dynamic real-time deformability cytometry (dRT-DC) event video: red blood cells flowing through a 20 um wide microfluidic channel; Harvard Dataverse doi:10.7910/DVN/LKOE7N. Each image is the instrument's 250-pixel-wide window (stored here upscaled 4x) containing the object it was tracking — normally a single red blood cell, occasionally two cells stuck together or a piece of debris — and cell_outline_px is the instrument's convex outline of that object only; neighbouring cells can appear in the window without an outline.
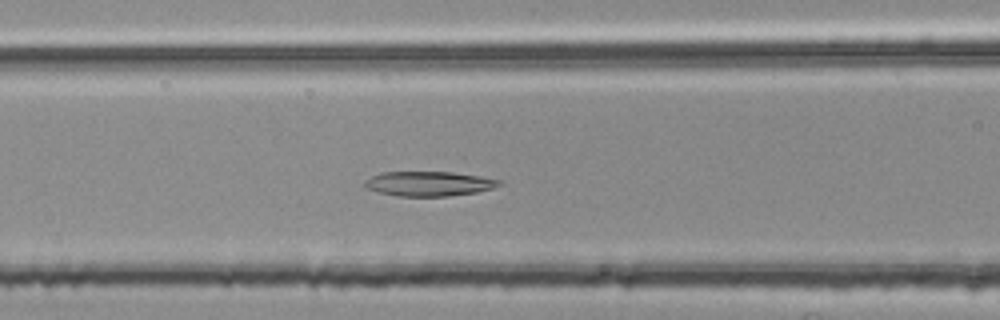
{"species": "common noctule bat (a hibernating species)", "species_latin": "Nyctalus noctula", "temperature_condition": "room temperature", "stored_images_in_passage": 51, "camera_frame_rate_fps": 3000, "um_per_image_px": 0.085, "animal": {"sex": "female", "body_mass_g": 25.1}, "frame": {"image": 1, "passage_image": 22, "time_ms": 7.0, "image_size_px": [1000, 320], "cell_outline_px": [[504, 184], [492, 188], [476, 192], [448, 196], [396, 196], [376, 192], [364, 188], [364, 180], [380, 172], [452, 172], [500, 180]], "centroid_in_image_um": [36.39, 15.62], "position_along_channel_um": 130.2, "area_um2": 19.36}}
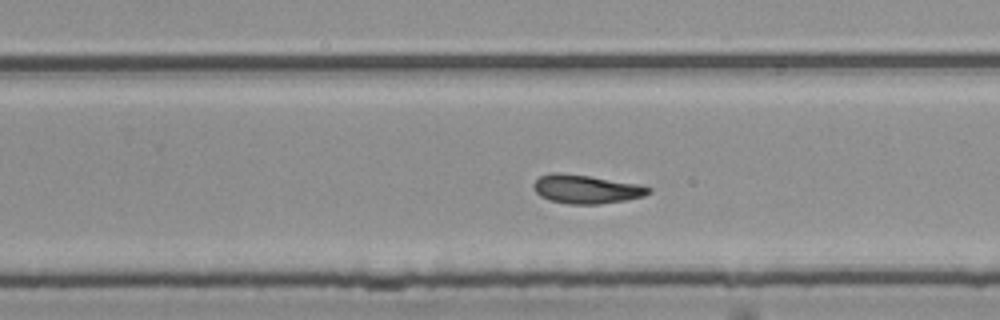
{"frame": {"image": 2, "passage_image": 34, "time_ms": 11.0, "image_size_px": [1000, 320], "cell_outline_px": [[652, 192], [644, 196], [624, 200], [600, 204], [568, 204], [548, 200], [540, 196], [532, 188], [532, 184], [540, 176], [552, 172], [556, 172], [588, 176], [640, 184], [652, 188]], "centroid_in_image_um": [49.81, 16.08], "position_along_channel_um": 280.0, "area_um2": 19.31}}
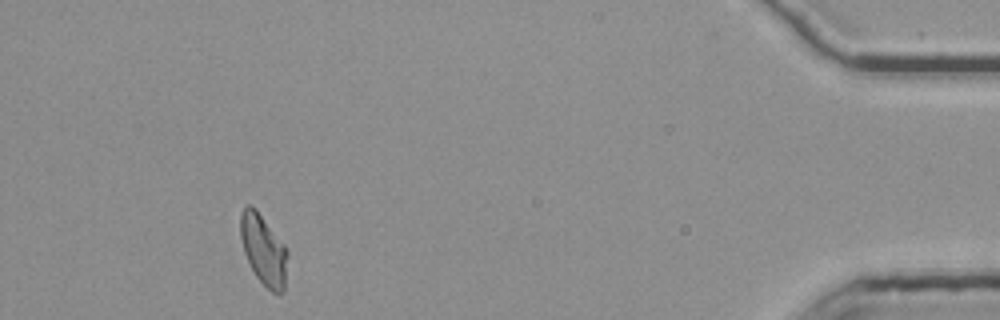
{"frame": {"image": 3, "passage_image": 50, "time_ms": 16.333, "image_size_px": [1000, 320], "cell_outline_px": [[288, 256], [284, 292], [280, 296], [272, 292], [256, 276], [244, 252], [240, 236], [240, 212], [248, 204], [256, 208], [284, 244], [288, 252]], "centroid_in_image_um": [22.42, 21.24], "position_along_channel_um": 412.8, "area_um2": 19.36}, "authors_computed_cell_mechanics": {"area_um2": 19.363, "velocity_mm_per_s": 3.7509, "shape_relaxation_time_tau1_ms": null, "shape_relaxation_time_tau2_ms": 6.0937, "deformation_change_tau1": null, "deformation_change_tau2": 0.1192}}